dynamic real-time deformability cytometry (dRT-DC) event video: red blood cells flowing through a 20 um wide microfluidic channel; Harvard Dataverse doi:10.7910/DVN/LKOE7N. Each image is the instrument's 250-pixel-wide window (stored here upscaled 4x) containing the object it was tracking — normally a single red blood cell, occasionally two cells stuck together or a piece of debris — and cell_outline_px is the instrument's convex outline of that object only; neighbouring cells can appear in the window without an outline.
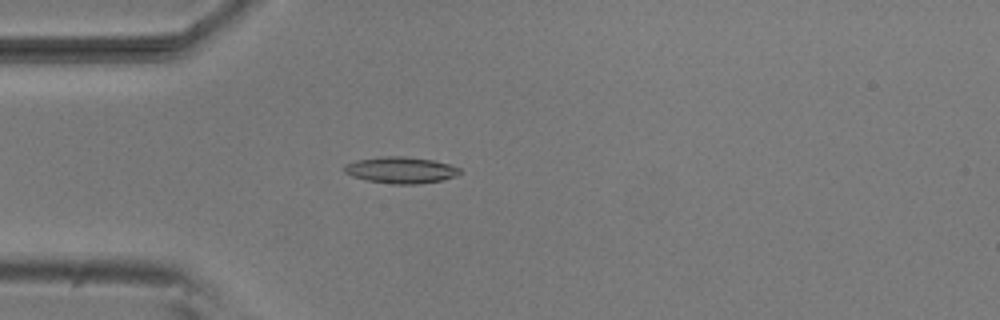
{"species": "common noctule bat (a hibernating species)", "species_latin": "Nyctalus noctula", "temperature_condition": "room temperature", "stored_images_in_passage": 52, "camera_frame_rate_fps": 3000, "um_per_image_px": 0.085, "animal": {"sex": "male", "body_mass_g": 20.5, "forearm_length_mm": 52.5}, "frame": {"image": 1, "passage_image": 14, "time_ms": 4.333, "image_size_px": [1000, 320], "cell_outline_px": [[460, 172], [456, 176], [440, 180], [416, 184], [392, 184], [368, 180], [352, 176], [344, 172], [344, 164], [356, 160], [384, 156], [404, 156], [432, 160], [448, 164], [460, 168]], "centroid_in_image_um": [34.04, 14.45], "position_along_channel_um": 51.0, "area_um2": 17.63}}
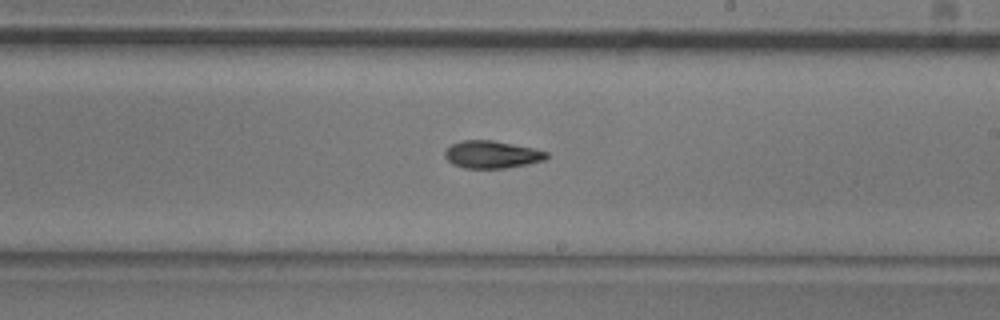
{"frame": {"image": 2, "passage_image": 30, "time_ms": 9.667, "image_size_px": [1000, 320], "cell_outline_px": [[548, 156], [544, 160], [528, 164], [504, 168], [464, 168], [452, 164], [444, 156], [444, 152], [452, 144], [460, 140], [492, 140], [532, 148], [548, 152]], "centroid_in_image_um": [41.78, 13.13], "position_along_channel_um": 247.2, "area_um2": 16.18}}
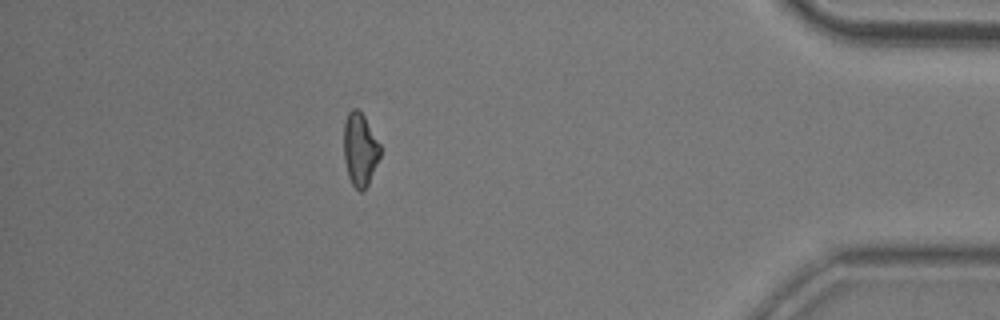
{"frame": {"image": 3, "passage_image": 46, "time_ms": 15.0, "image_size_px": [1000, 320], "cell_outline_px": [[380, 156], [368, 184], [360, 192], [352, 184], [348, 176], [344, 160], [344, 120], [348, 112], [352, 108], [356, 108], [364, 116], [380, 144]], "centroid_in_image_um": [30.58, 12.68], "position_along_channel_um": 404.6, "area_um2": 15.37}, "authors_computed_cell_mechanics": {"area_um2": 16.184, "velocity_mm_per_s": 3.8318, "shape_relaxation_time_tau1_ms": 7.9329, "shape_relaxation_time_tau2_ms": 10.7624, "deformation_change_tau1": 0.1867, "deformation_change_tau2": 0.2062}}